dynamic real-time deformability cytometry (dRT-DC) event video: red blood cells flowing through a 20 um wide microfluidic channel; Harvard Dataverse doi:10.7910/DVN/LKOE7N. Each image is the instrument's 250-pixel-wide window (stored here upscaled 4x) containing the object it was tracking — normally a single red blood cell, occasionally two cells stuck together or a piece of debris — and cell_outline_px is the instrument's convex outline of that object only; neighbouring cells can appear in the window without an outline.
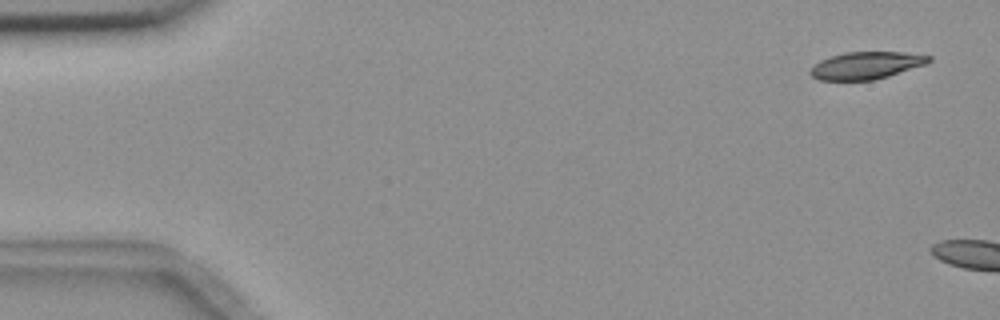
{"species": "common noctule bat (a hibernating species)", "species_latin": "Nyctalus noctula", "temperature_condition": "room temperature", "stored_images_in_passage": 2, "camera_frame_rate_fps": 3000, "um_per_image_px": 0.085, "animal": {"sex": "female", "body_mass_g": 18.4}, "frame": {"image": 1, "passage_image": 1, "time_ms": 0.0, "image_size_px": [1000, 320], "cell_outline_px": [[932, 60], [924, 64], [888, 76], [872, 80], [820, 80], [812, 76], [808, 72], [820, 60], [844, 52], [904, 52], [932, 56]], "centroid_in_image_um": [73.62, 5.55], "position_along_channel_um": 11.4, "area_um2": 18.61}}